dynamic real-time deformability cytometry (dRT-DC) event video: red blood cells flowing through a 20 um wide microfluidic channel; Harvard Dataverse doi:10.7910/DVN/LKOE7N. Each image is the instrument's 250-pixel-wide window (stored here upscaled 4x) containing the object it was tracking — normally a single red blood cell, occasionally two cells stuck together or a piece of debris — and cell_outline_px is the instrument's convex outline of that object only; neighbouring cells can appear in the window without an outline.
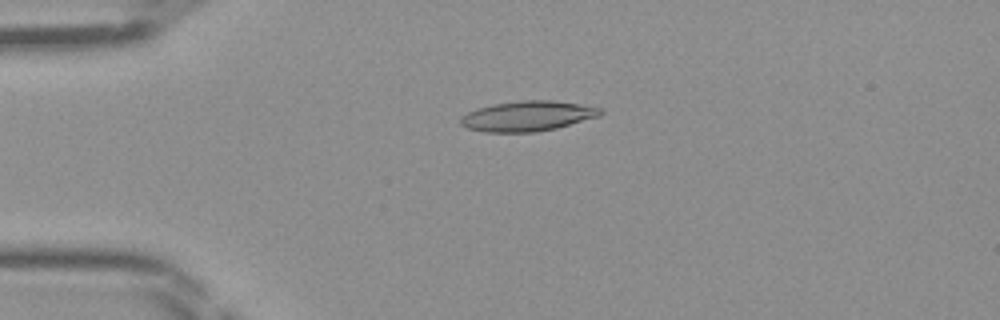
{"species": "Egyptian fruit bat (a non-hibernating species)", "species_latin": "Rousettus aegyptiacus", "temperature_condition": "room temperature", "stored_images_in_passage": 46, "camera_frame_rate_fps": 3000, "um_per_image_px": 0.085, "frame": {"image": 1, "passage_image": 11, "time_ms": 3.333, "image_size_px": [1000, 320], "cell_outline_px": [[604, 112], [600, 116], [556, 128], [532, 132], [484, 132], [468, 128], [460, 124], [460, 116], [476, 108], [492, 104], [520, 100], [552, 100], [580, 104], [600, 108]], "centroid_in_image_um": [44.82, 9.86], "position_along_channel_um": 40.2, "area_um2": 24.62}}
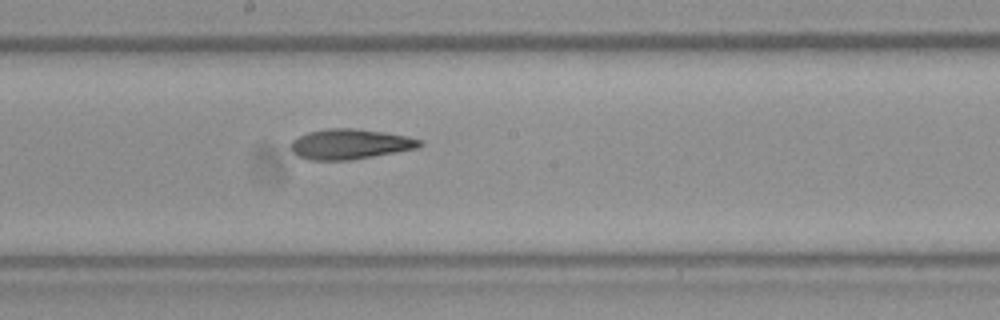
{"frame": {"image": 2, "passage_image": 25, "time_ms": 8.0, "image_size_px": [1000, 320], "cell_outline_px": [[424, 144], [420, 148], [348, 160], [308, 160], [296, 156], [292, 152], [292, 140], [308, 132], [328, 128], [356, 128], [384, 132], [408, 136], [424, 140]], "centroid_in_image_um": [29.79, 12.24], "position_along_channel_um": 218.4, "area_um2": 22.83}}
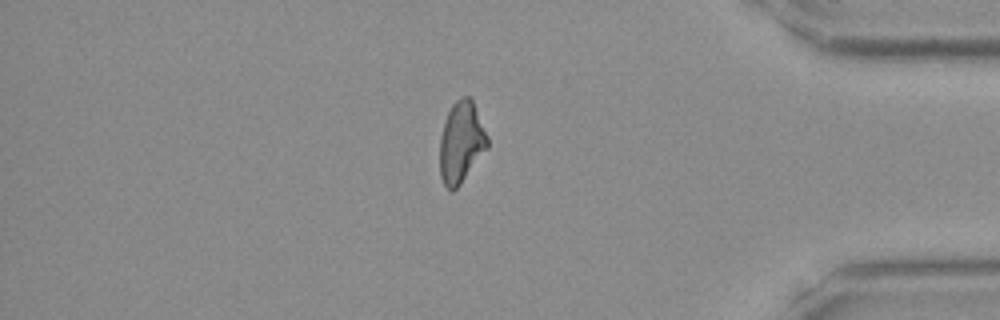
{"frame": {"image": 3, "passage_image": 39, "time_ms": 12.667, "image_size_px": [1000, 320], "cell_outline_px": [[488, 148], [460, 184], [452, 192], [444, 184], [440, 176], [440, 136], [448, 112], [452, 104], [460, 96], [468, 96], [472, 100], [488, 136]], "centroid_in_image_um": [39.2, 12.09], "position_along_channel_um": 396.0, "area_um2": 22.43}}